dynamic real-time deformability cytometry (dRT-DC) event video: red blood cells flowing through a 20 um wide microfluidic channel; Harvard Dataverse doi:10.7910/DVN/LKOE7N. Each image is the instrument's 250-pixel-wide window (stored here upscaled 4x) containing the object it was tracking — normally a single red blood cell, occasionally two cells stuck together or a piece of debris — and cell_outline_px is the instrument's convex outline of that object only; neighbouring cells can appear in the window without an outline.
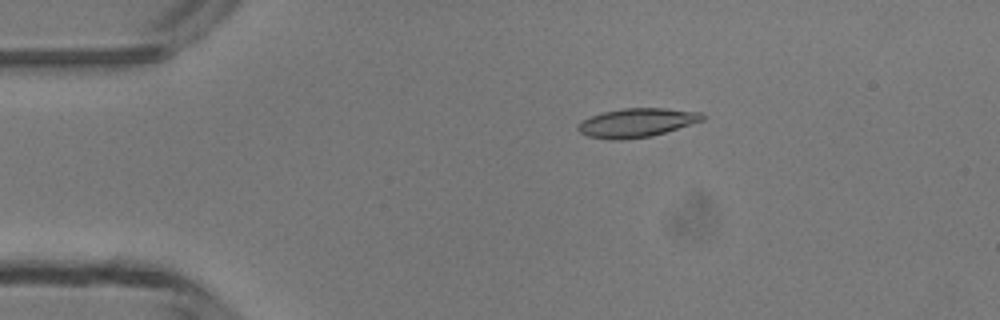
{"species": "common noctule bat (a hibernating species)", "species_latin": "Nyctalus noctula", "temperature_condition": "room temperature", "stored_images_in_passage": 5, "camera_frame_rate_fps": 3000, "um_per_image_px": 0.085, "animal": {"sex": "male", "body_mass_g": 13.3}, "frame": {"image": 1, "passage_image": 3, "time_ms": 2.333, "image_size_px": [1000, 320], "cell_outline_px": [[708, 116], [704, 120], [652, 136], [620, 140], [612, 140], [588, 136], [580, 132], [576, 128], [584, 120], [592, 116], [604, 112], [624, 108], [664, 108], [700, 112]], "centroid_in_image_um": [54.17, 10.43], "position_along_channel_um": 30.8, "area_um2": 20.75}}